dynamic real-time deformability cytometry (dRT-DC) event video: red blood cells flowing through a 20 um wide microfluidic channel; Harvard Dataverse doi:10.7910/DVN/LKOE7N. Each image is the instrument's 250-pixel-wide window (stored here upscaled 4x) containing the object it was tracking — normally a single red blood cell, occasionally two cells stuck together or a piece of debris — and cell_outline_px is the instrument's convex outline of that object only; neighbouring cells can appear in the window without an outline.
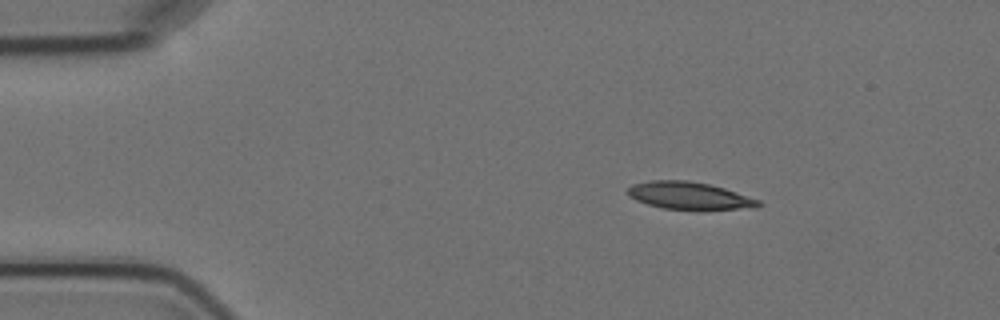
{"species": "Egyptian fruit bat (a non-hibernating species)", "species_latin": "Rousettus aegyptiacus", "temperature_condition": "cold", "stored_images_in_passage": 12, "camera_frame_rate_fps": 3000, "um_per_image_px": 0.085, "animal": {"sex": "female"}, "frame": {"image": 1, "passage_image": 1, "time_ms": 0.0, "image_size_px": [1000, 320], "cell_outline_px": [[764, 204], [756, 208], [664, 208], [648, 204], [636, 200], [628, 196], [628, 188], [632, 184], [648, 180], [688, 180], [708, 184], [724, 188], [760, 200]], "centroid_in_image_um": [58.57, 16.6], "position_along_channel_um": 26.4, "area_um2": 20.4}}
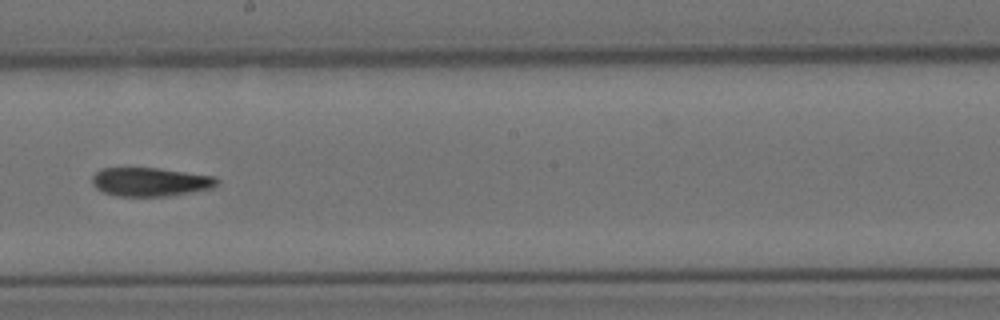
{"frame": {"image": 2, "passage_image": 7, "time_ms": 7.667, "image_size_px": [1000, 320], "cell_outline_px": [[220, 184], [212, 188], [192, 192], [168, 196], [116, 196], [104, 192], [96, 188], [92, 184], [92, 176], [100, 168], [156, 168], [216, 176], [220, 180]], "centroid_in_image_um": [12.8, 15.46], "position_along_channel_um": 235.4, "area_um2": 21.04}}
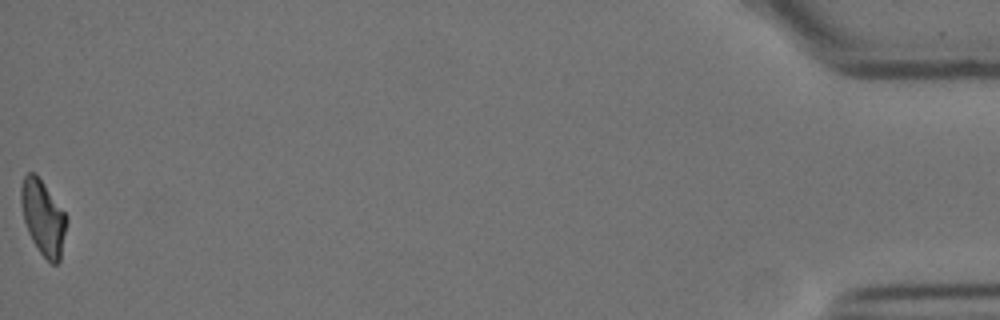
{"frame": {"image": 3, "passage_image": 12, "time_ms": 16.0, "image_size_px": [1000, 320], "cell_outline_px": [[68, 220], [60, 260], [56, 264], [52, 264], [40, 252], [32, 240], [28, 232], [24, 220], [20, 200], [20, 188], [24, 176], [28, 172], [36, 172], [68, 216]], "centroid_in_image_um": [3.67, 18.46], "position_along_channel_um": 431.5, "area_um2": 20.0}, "authors_computed_cell_mechanics": {"area_um2": 21.3282, "velocity_mm_per_s": 3.5436, "shape_relaxation_time_tau1_ms": null, "shape_relaxation_time_tau2_ms": 4.4159, "deformation_change_tau1": null, "deformation_change_tau2": 0.1165}}